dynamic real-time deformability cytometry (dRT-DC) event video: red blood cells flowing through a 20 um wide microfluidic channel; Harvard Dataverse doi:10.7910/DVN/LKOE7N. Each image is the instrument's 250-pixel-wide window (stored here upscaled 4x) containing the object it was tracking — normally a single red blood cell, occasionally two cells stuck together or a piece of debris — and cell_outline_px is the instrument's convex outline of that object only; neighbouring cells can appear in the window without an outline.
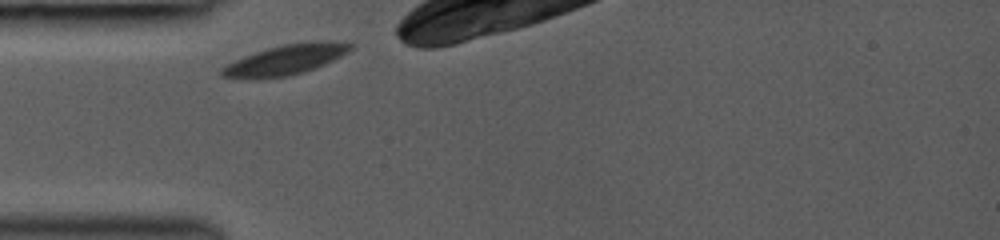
{"species": "common noctule bat (a hibernating species)", "species_latin": "Nyctalus noctula", "temperature_condition": "room temperature", "stored_images_in_passage": 25, "camera_frame_rate_fps": 3000, "um_per_image_px": 0.085, "animal": {"sex": "female", "body_mass_g": 19.0, "forearm_length_mm": 53.3}, "frame": {"image": 1, "passage_image": 1, "time_ms": 0.0, "image_size_px": [1000, 240], "cell_outline_px": [[352, 48], [348, 52], [316, 68], [304, 72], [288, 76], [260, 80], [252, 80], [220, 76], [220, 68], [244, 56], [280, 44], [324, 40], [328, 40], [352, 44]], "centroid_in_image_um": [24.23, 5.1], "position_along_channel_um": 60.8, "area_um2": 22.83}}
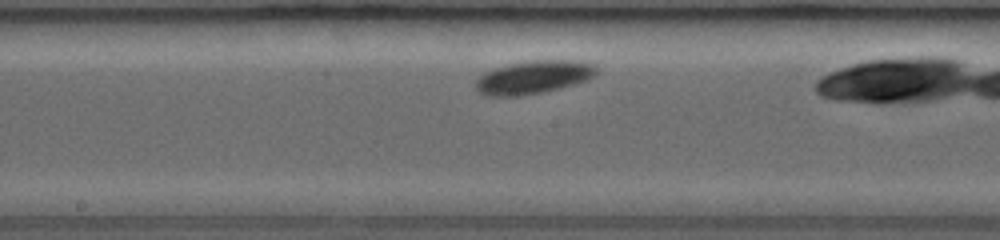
{"frame": {"image": 2, "passage_image": 12, "time_ms": 3.667, "image_size_px": [1000, 240], "cell_outline_px": [[596, 72], [588, 80], [560, 88], [520, 96], [484, 96], [476, 88], [476, 80], [484, 72], [508, 64], [536, 60], [576, 60], [592, 64], [596, 68]], "centroid_in_image_um": [45.32, 6.56], "position_along_channel_um": 202.9, "area_um2": 23.12}}
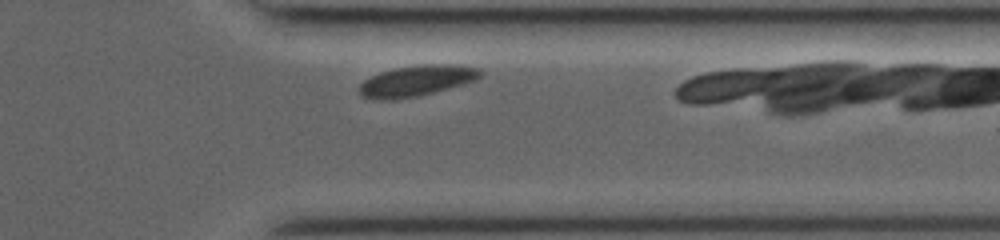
{"frame": {"image": 3, "passage_image": 24, "time_ms": 7.667, "image_size_px": [1000, 240], "cell_outline_px": [[484, 72], [476, 80], [464, 84], [416, 96], [392, 100], [380, 100], [360, 96], [360, 84], [364, 80], [380, 72], [396, 68], [420, 64], [460, 64], [480, 68]], "centroid_in_image_um": [35.45, 6.85], "position_along_channel_um": 375.9, "area_um2": 21.79}}